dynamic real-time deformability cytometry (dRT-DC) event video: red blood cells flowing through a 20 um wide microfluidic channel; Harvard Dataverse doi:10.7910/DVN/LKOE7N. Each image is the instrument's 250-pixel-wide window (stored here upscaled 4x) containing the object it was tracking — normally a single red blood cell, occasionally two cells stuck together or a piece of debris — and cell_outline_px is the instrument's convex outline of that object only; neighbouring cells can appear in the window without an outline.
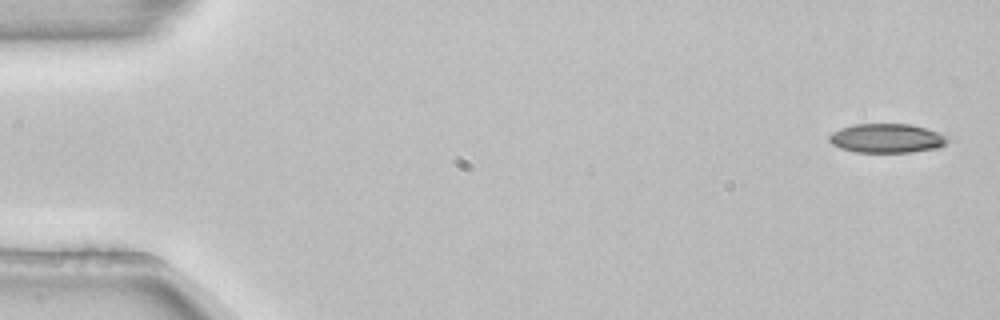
{"species": "common noctule bat (a hibernating species)", "species_latin": "Nyctalus noctula", "temperature_condition": "room temperature", "stored_images_in_passage": 5, "camera_frame_rate_fps": 3000, "um_per_image_px": 0.085, "animal": {"sex": "female", "body_mass_g": 22.7, "forearm_length_mm": 54.2}, "frame": {"image": 1, "passage_image": 1, "time_ms": 0.0, "image_size_px": [1000, 320], "cell_outline_px": [[952, 140], [936, 148], [912, 152], [856, 152], [840, 148], [832, 144], [828, 140], [828, 136], [832, 132], [840, 128], [852, 124], [912, 124], [940, 132]], "centroid_in_image_um": [75.38, 11.74], "position_along_channel_um": 9.6, "area_um2": 20.29}}
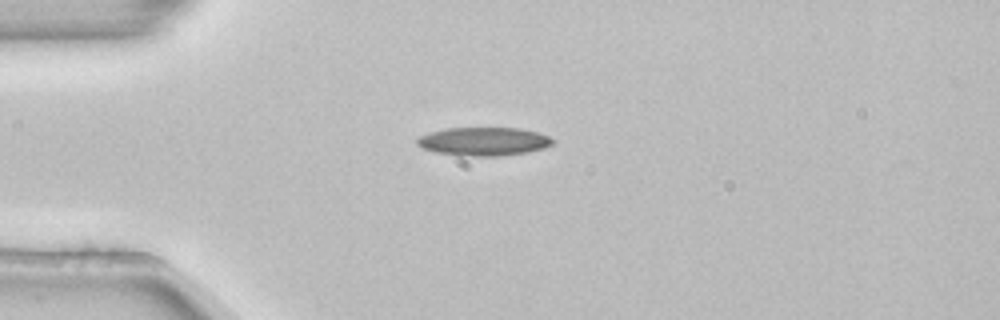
{"frame": {"image": 2, "passage_image": 4, "time_ms": 1.0, "image_size_px": [1000, 320], "cell_outline_px": [[556, 140], [552, 144], [544, 148], [528, 152], [500, 156], [460, 156], [436, 152], [424, 148], [416, 144], [416, 140], [420, 136], [444, 128], [520, 128], [540, 132]], "centroid_in_image_um": [41.15, 12.02], "position_along_channel_um": 43.8, "area_um2": 22.6}}